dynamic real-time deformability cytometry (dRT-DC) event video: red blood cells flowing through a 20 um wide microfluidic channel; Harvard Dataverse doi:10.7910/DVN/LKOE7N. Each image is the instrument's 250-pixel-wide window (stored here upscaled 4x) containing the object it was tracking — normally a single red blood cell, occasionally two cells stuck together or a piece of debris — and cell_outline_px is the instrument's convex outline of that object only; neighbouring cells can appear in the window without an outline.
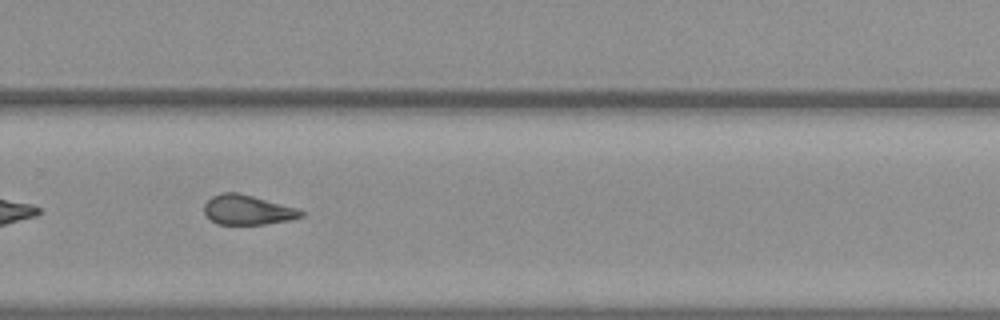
{"species": "common noctule bat (a hibernating species)", "species_latin": "Nyctalus noctula", "temperature_condition": "warm", "stored_images_in_passage": 40, "camera_frame_rate_fps": 3000, "um_per_image_px": 0.085, "animal": {"sex": "female", "body_mass_g": 19.3, "forearm_length_mm": 54.1}, "frame": {"image": 1, "passage_image": 23, "time_ms": 7.333, "image_size_px": [1000, 320], "cell_outline_px": [[304, 216], [288, 220], [264, 224], [216, 224], [204, 212], [204, 204], [212, 196], [220, 192], [240, 192], [296, 208], [304, 212]], "centroid_in_image_um": [21.02, 17.83], "position_along_channel_um": 308.8, "area_um2": 16.7}, "authors_computed_cell_mechanics": {"area_um2": 17.4845, "velocity_mm_per_s": 3.6557, "shape_relaxation_time_tau1_ms": null, "shape_relaxation_time_tau2_ms": 3.1347, "deformation_change_tau1": null, "deformation_change_tau2": 0.1014}}